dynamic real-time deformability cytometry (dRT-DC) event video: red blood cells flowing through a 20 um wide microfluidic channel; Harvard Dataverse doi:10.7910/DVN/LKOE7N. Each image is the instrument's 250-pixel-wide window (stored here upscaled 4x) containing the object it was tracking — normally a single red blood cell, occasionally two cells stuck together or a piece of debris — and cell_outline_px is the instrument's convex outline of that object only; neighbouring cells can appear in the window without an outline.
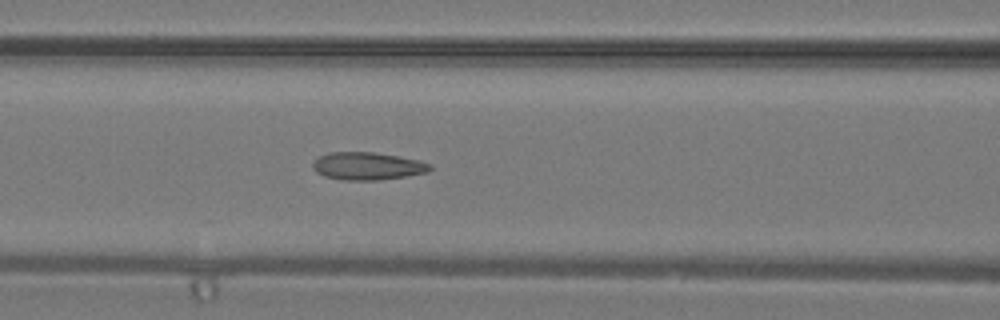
{"species": "common noctule bat (a hibernating species)", "species_latin": "Nyctalus noctula", "temperature_condition": "warm", "stored_images_in_passage": 24, "camera_frame_rate_fps": 3000, "um_per_image_px": 0.085, "animal": {"sex": "male", "body_mass_g": 19.2, "forearm_length_mm": 51.8}, "frame": {"image": 1, "passage_image": 7, "time_ms": 2.0, "image_size_px": [1000, 320], "cell_outline_px": [[432, 168], [428, 172], [408, 176], [376, 180], [344, 180], [324, 176], [316, 172], [312, 168], [312, 164], [320, 156], [328, 152], [376, 152], [420, 160], [432, 164]], "centroid_in_image_um": [31.26, 14.11], "position_along_channel_um": 135.3, "area_um2": 19.02}}
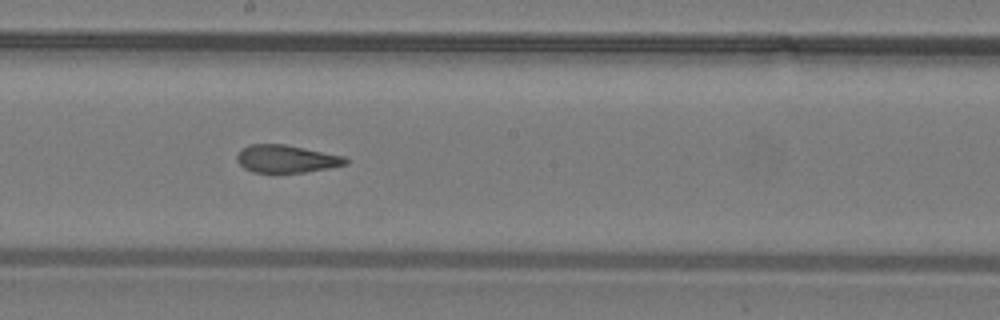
{"frame": {"image": 2, "passage_image": 12, "time_ms": 3.667, "image_size_px": [1000, 320], "cell_outline_px": [[348, 164], [328, 168], [304, 172], [252, 172], [244, 168], [236, 160], [236, 156], [248, 144], [284, 144], [344, 156], [348, 160]], "centroid_in_image_um": [24.33, 13.5], "position_along_channel_um": 223.9, "area_um2": 17.34}}
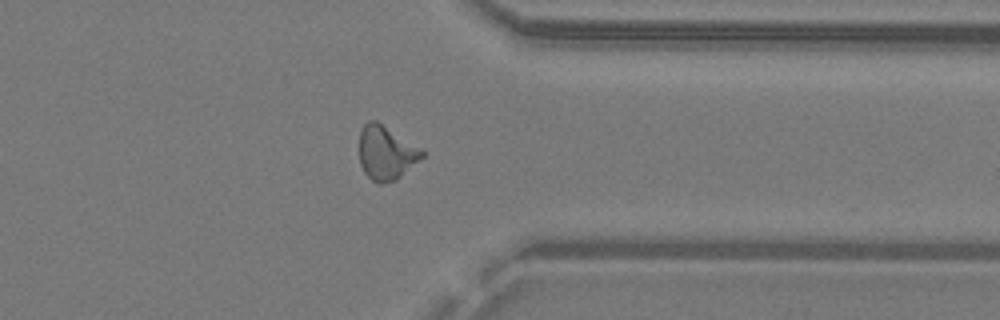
{"frame": {"image": 3, "passage_image": 21, "time_ms": 6.667, "image_size_px": [1000, 320], "cell_outline_px": [[424, 156], [396, 180], [380, 184], [372, 180], [364, 172], [360, 164], [360, 128], [368, 120], [376, 120], [424, 152]], "centroid_in_image_um": [32.77, 13.0], "position_along_channel_um": 378.6, "area_um2": 19.31}}